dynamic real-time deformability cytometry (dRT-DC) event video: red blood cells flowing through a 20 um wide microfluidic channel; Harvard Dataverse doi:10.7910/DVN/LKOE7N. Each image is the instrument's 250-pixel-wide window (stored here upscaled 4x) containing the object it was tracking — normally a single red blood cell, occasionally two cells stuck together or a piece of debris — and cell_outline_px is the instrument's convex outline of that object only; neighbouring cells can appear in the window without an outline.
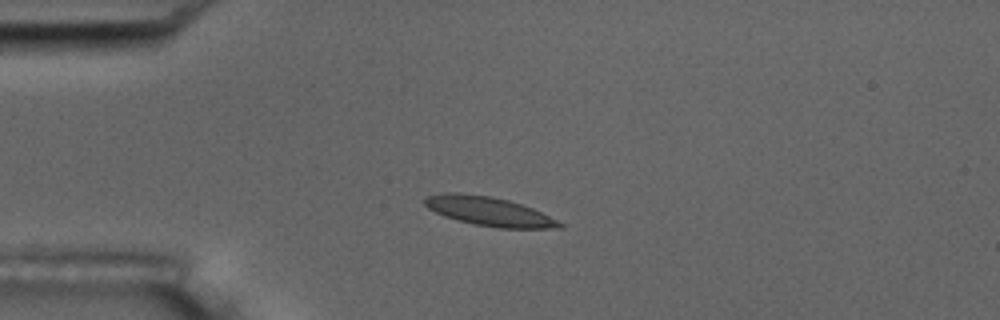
{"species": "common noctule bat (a hibernating species)", "species_latin": "Nyctalus noctula", "temperature_condition": "room temperature", "stored_images_in_passage": 12, "camera_frame_rate_fps": 3000, "um_per_image_px": 0.085, "animal": {"sex": "male", "body_mass_g": 17.5, "forearm_length_mm": 52.3}, "frame": {"image": 1, "passage_image": 1, "time_ms": 0.0, "image_size_px": [1000, 320], "cell_outline_px": [[564, 228], [500, 228], [476, 224], [444, 216], [428, 208], [424, 204], [424, 196], [444, 192], [460, 192], [492, 196], [508, 200], [532, 208], [564, 224]], "centroid_in_image_um": [41.53, 17.94], "position_along_channel_um": 43.5, "area_um2": 22.66}}
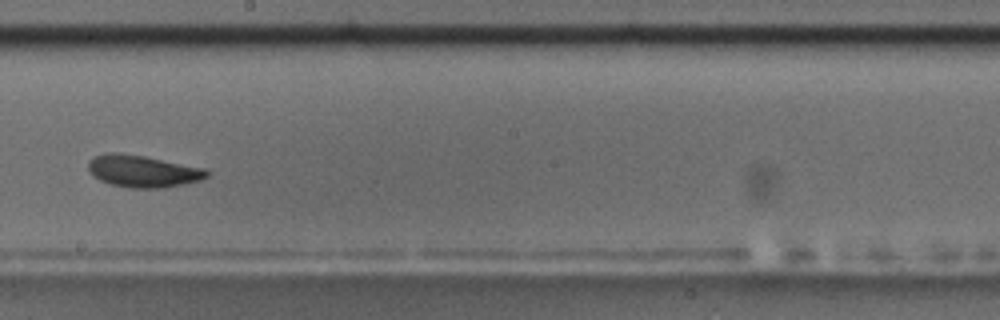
{"frame": {"image": 2, "passage_image": 6, "time_ms": 6.0, "image_size_px": [1000, 320], "cell_outline_px": [[208, 176], [200, 180], [184, 184], [164, 188], [128, 188], [112, 184], [100, 180], [92, 176], [88, 168], [88, 160], [92, 156], [104, 152], [120, 152], [144, 156], [208, 168]], "centroid_in_image_um": [12.12, 14.53], "position_along_channel_um": 236.1, "area_um2": 22.54}, "authors_computed_cell_mechanics": {"area_um2": 21.7906, "velocity_mm_per_s": 3.5936, "shape_relaxation_time_tau1_ms": 2.568, "shape_relaxation_time_tau2_ms": 1.9051, "deformation_change_tau1": 0.0668, "deformation_change_tau2": 0.0478}}